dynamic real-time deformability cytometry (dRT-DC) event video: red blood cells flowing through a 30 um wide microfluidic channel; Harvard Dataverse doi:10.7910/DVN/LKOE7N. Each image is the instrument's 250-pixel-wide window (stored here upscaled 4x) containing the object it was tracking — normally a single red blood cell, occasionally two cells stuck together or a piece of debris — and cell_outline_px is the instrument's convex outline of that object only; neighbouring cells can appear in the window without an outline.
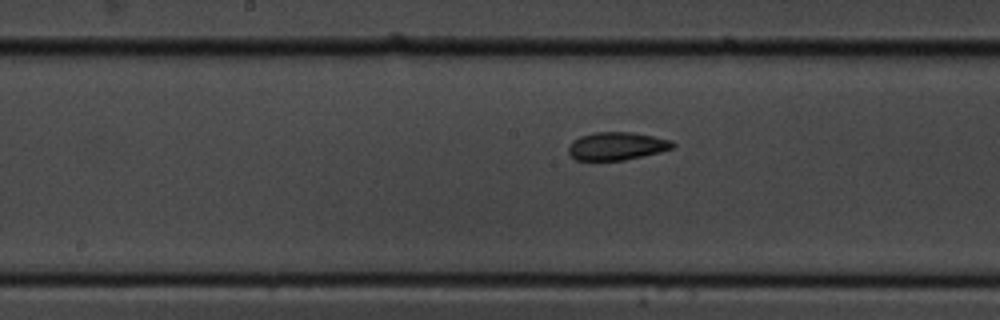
{"species": "common noctule bat (a hibernating species)", "species_latin": "Nyctalus noctula", "temperature_condition": "cold", "stored_images_in_passage": 10, "segment_of_instrument_passage": [2, 2], "camera_frame_rate_fps": 3000, "um_per_image_px": 0.085, "animal": {"sex": "male", "body_mass_g": 19.5, "forearm_length_mm": 54.6}, "frame": {"image": 1, "passage_image": 10, "time_ms": 11.333, "image_size_px": [1000, 320], "cell_outline_px": [[676, 144], [672, 148], [660, 152], [624, 160], [576, 160], [568, 152], [568, 148], [572, 140], [580, 136], [592, 132], [632, 132], [672, 140]], "centroid_in_image_um": [52.41, 12.41], "position_along_channel_um": 195.8, "area_um2": 16.99}}